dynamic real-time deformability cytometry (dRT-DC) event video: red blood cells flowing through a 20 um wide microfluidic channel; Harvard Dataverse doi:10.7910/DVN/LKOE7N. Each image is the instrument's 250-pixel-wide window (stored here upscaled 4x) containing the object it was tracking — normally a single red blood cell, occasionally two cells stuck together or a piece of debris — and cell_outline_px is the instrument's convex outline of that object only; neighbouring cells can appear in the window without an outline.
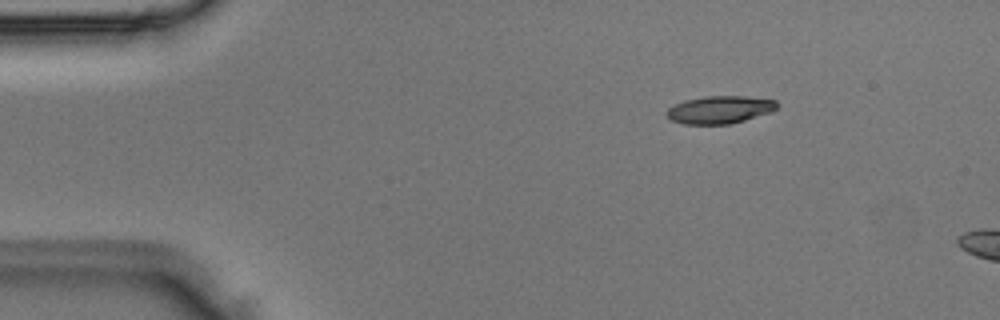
{"species": "Egyptian fruit bat (a non-hibernating species)", "species_latin": "Rousettus aegyptiacus", "temperature_condition": "room temperature", "stored_images_in_passage": 7, "camera_frame_rate_fps": 3000, "um_per_image_px": 0.085, "animal": {"sex": "male"}, "frame": {"image": 1, "passage_image": 7, "time_ms": 2.0, "image_size_px": [1000, 320], "cell_outline_px": [[776, 108], [772, 112], [744, 120], [728, 124], [684, 124], [672, 120], [664, 112], [668, 108], [684, 100], [704, 96], [744, 96], [776, 100]], "centroid_in_image_um": [61.16, 9.32], "position_along_channel_um": 23.8, "area_um2": 17.69}}